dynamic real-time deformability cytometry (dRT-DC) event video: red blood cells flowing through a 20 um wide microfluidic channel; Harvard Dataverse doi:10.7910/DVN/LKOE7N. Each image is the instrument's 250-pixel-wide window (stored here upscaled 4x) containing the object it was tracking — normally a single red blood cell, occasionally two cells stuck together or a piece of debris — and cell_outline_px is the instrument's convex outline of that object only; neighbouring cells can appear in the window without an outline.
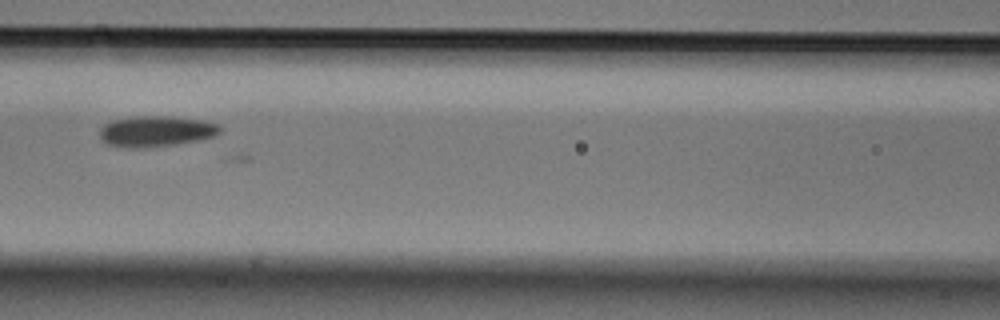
{"species": "Egyptian fruit bat (a non-hibernating species)", "species_latin": "Rousettus aegyptiacus", "temperature_condition": "cold", "stored_images_in_passage": 14, "camera_frame_rate_fps": 3000, "um_per_image_px": 0.085, "animal": {"sex": "male"}, "frame": {"image": 1, "passage_image": 6, "time_ms": 1.667, "image_size_px": [1000, 320], "cell_outline_px": [[220, 132], [216, 136], [200, 140], [176, 144], [144, 148], [128, 148], [108, 144], [100, 140], [100, 128], [104, 124], [112, 120], [132, 116], [172, 116], [204, 120], [216, 124], [220, 128]], "centroid_in_image_um": [13.24, 11.16], "position_along_channel_um": 153.4, "area_um2": 21.85}}